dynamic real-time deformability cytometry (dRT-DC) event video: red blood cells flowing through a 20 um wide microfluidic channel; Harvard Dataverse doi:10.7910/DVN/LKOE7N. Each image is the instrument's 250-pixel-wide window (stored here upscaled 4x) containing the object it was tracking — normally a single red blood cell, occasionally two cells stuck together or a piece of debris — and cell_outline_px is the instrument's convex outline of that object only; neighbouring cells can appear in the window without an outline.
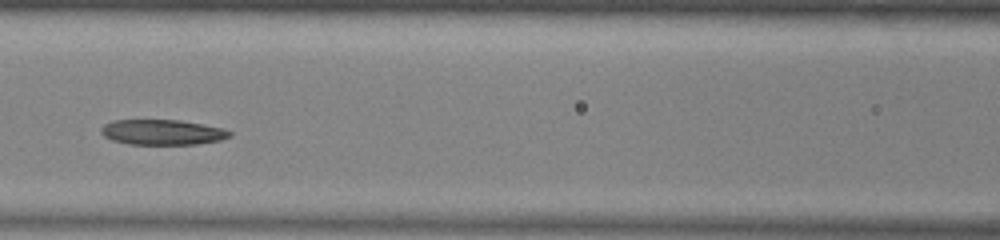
{"species": "common noctule bat (a hibernating species)", "species_latin": "Nyctalus noctula", "temperature_condition": "warm", "stored_images_in_passage": 42, "camera_frame_rate_fps": 3000, "um_per_image_px": 0.085, "animal": {"sex": "male", "body_mass_g": 13.0, "forearm_length_mm": 53.1}, "frame": {"image": 1, "passage_image": 13, "time_ms": 4.0, "image_size_px": [1000, 240], "cell_outline_px": [[232, 136], [220, 140], [196, 144], [128, 144], [112, 140], [104, 136], [100, 132], [100, 128], [104, 124], [112, 120], [180, 120], [224, 128], [232, 132]], "centroid_in_image_um": [13.79, 11.23], "position_along_channel_um": 152.8, "area_um2": 19.02}}
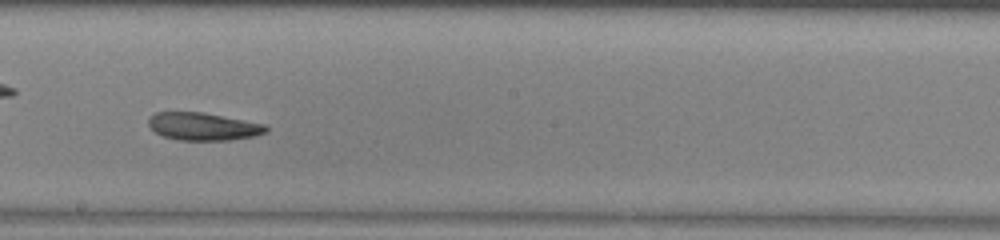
{"frame": {"image": 2, "passage_image": 19, "time_ms": 6.0, "image_size_px": [1000, 240], "cell_outline_px": [[268, 132], [256, 136], [228, 140], [180, 140], [164, 136], [156, 132], [148, 124], [148, 116], [156, 112], [204, 112], [264, 124], [268, 128]], "centroid_in_image_um": [17.28, 10.74], "position_along_channel_um": 230.9, "area_um2": 18.96}}
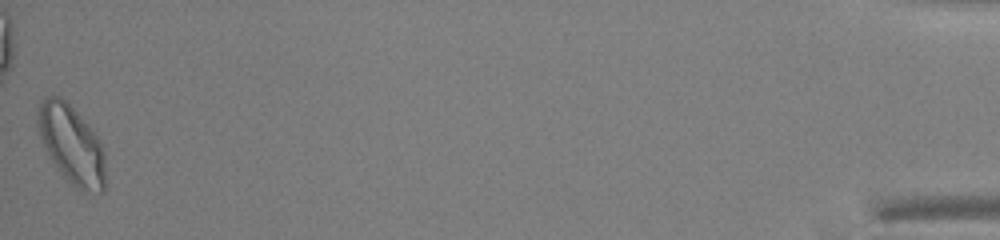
{"frame": {"image": 3, "passage_image": 42, "time_ms": 13.667, "image_size_px": [1000, 240], "cell_outline_px": [[104, 192], [100, 192], [80, 188], [64, 180], [56, 168], [44, 148], [36, 124], [36, 112], [40, 100], [44, 96], [60, 96], [80, 116], [100, 140], [104, 152]], "centroid_in_image_um": [6.02, 12.25], "position_along_channel_um": 429.2, "area_um2": 30.87}, "authors_computed_cell_mechanics": {"area_um2": 20.9236, "velocity_mm_per_s": 3.9263, "shape_relaxation_time_tau1_ms": 6.2504, "shape_relaxation_time_tau2_ms": 9.0909, "deformation_change_tau1": 0.1644, "deformation_change_tau2": 0.169}}